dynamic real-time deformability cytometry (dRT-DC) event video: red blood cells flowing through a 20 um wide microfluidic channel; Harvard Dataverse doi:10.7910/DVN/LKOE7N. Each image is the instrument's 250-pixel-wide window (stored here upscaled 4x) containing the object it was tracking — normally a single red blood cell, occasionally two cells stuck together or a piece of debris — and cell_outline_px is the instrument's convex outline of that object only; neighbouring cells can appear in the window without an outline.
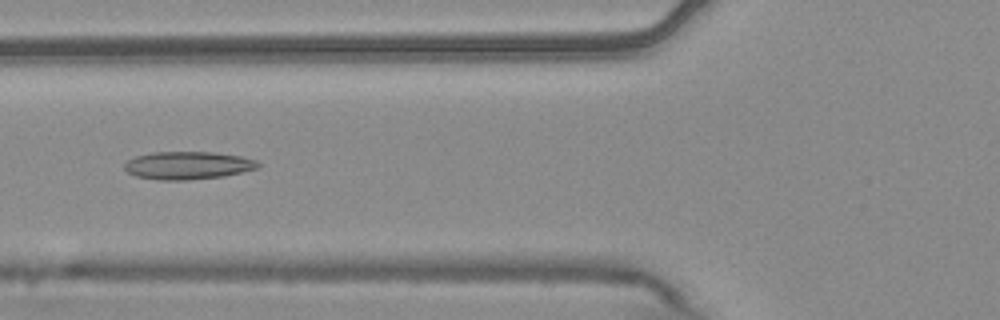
{"species": "common noctule bat (a hibernating species)", "species_latin": "Nyctalus noctula", "temperature_condition": "warm", "stored_images_in_passage": 6, "camera_frame_rate_fps": 3000, "um_per_image_px": 0.085, "animal": {"sex": "male", "body_mass_g": 20.4}, "frame": {"image": 1, "passage_image": 5, "time_ms": 1.333, "image_size_px": [1000, 320], "cell_outline_px": [[260, 164], [256, 168], [224, 176], [184, 180], [160, 180], [136, 176], [128, 172], [124, 168], [124, 164], [128, 160], [136, 156], [152, 152], [212, 152], [240, 156], [256, 160]], "centroid_in_image_um": [15.94, 14.05], "position_along_channel_um": 109.9, "area_um2": 21.44}}
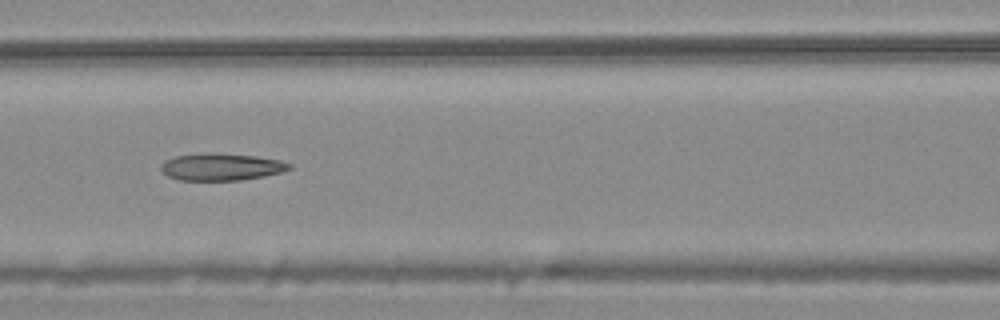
{"frame": {"image": 2, "passage_image": 6, "time_ms": 1.667, "image_size_px": [1000, 320], "cell_outline_px": [[292, 168], [284, 172], [264, 176], [240, 180], [180, 180], [168, 176], [160, 168], [160, 164], [164, 160], [176, 156], [212, 152], [256, 156], [280, 160], [292, 164]], "centroid_in_image_um": [18.83, 14.18], "position_along_channel_um": 147.8, "area_um2": 20.4}}